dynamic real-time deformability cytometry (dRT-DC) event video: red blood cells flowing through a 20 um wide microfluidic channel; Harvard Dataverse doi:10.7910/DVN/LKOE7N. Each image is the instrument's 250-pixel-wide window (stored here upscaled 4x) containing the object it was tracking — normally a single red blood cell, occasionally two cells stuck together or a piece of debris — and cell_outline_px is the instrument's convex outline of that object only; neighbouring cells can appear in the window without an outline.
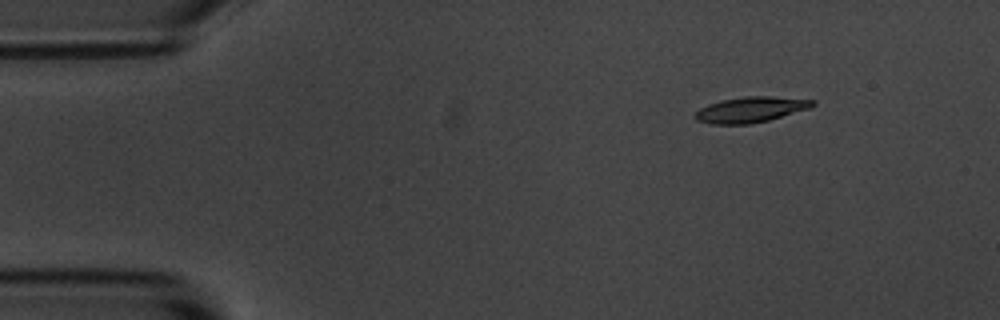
{"species": "common noctule bat (a hibernating species)", "species_latin": "Nyctalus noctula", "temperature_condition": "room temperature", "stored_images_in_passage": 8, "camera_frame_rate_fps": 3000, "um_per_image_px": 0.085, "animal": {"sex": "male", "body_mass_g": 20.1, "forearm_length_mm": 53.5}, "frame": {"image": 1, "passage_image": 2, "time_ms": 1.333, "image_size_px": [1000, 320], "cell_outline_px": [[816, 104], [812, 108], [768, 120], [748, 124], [712, 124], [696, 120], [696, 112], [700, 108], [708, 104], [720, 100], [744, 96], [772, 96], [816, 100]], "centroid_in_image_um": [63.85, 9.3], "position_along_channel_um": 21.1, "area_um2": 17.57}}
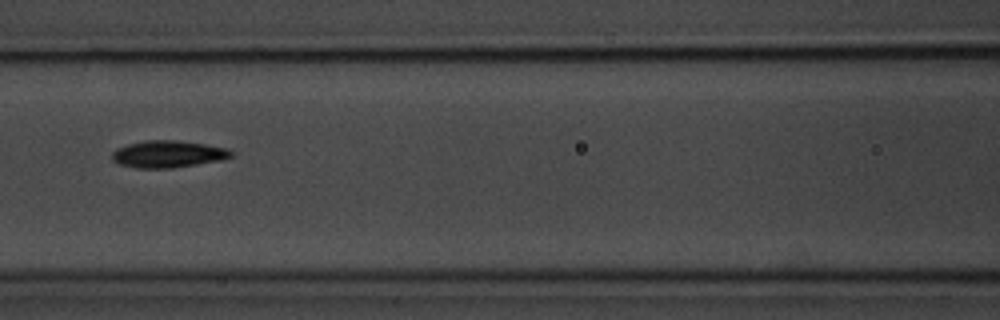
{"frame": {"image": 2, "passage_image": 7, "time_ms": 7.0, "image_size_px": [1000, 320], "cell_outline_px": [[236, 152], [232, 156], [224, 160], [172, 168], [136, 168], [120, 164], [112, 160], [112, 152], [116, 148], [128, 144], [144, 140], [176, 140], [204, 144], [228, 148]], "centroid_in_image_um": [14.31, 13.09], "position_along_channel_um": 152.3, "area_um2": 18.96}}
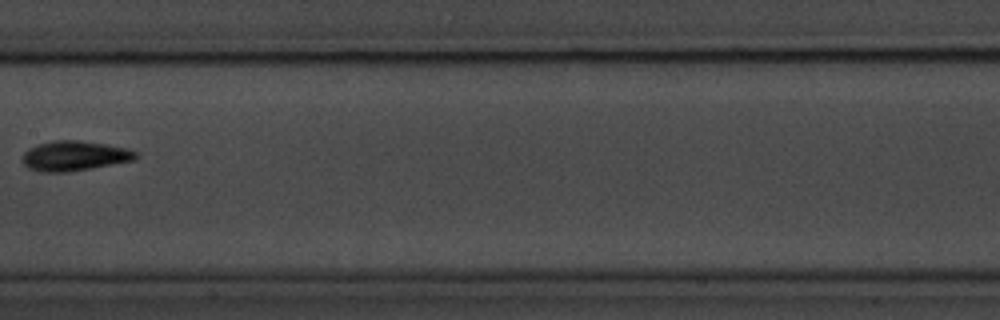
{"frame": {"image": 3, "passage_image": 8, "time_ms": 8.333, "image_size_px": [1000, 320], "cell_outline_px": [[136, 160], [92, 168], [68, 172], [44, 172], [28, 168], [24, 164], [24, 152], [28, 148], [52, 140], [80, 140], [108, 144], [124, 148], [136, 152]], "centroid_in_image_um": [6.33, 13.24], "position_along_channel_um": 201.1, "area_um2": 19.65}}